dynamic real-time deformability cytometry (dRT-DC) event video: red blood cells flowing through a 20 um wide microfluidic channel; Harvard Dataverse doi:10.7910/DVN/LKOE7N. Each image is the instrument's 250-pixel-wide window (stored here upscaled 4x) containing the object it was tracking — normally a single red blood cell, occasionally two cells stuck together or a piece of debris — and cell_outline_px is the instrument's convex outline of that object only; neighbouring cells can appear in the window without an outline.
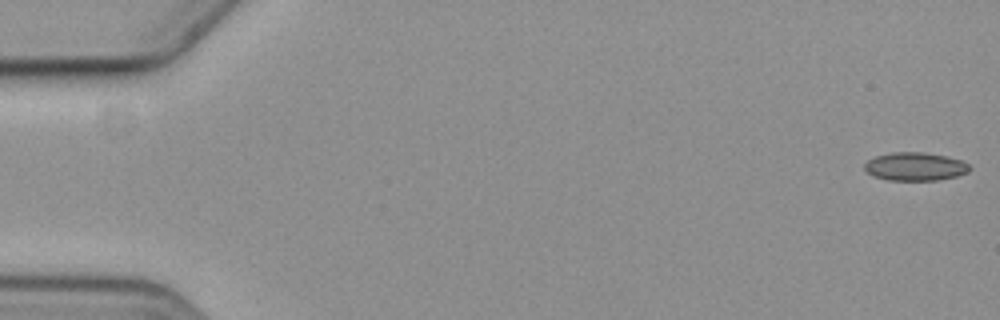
{"species": "common noctule bat (a hibernating species)", "species_latin": "Nyctalus noctula", "temperature_condition": "cold", "stored_images_in_passage": 5, "camera_frame_rate_fps": 3000, "um_per_image_px": 0.085, "animal": {"sex": "female", "body_mass_g": 19.3, "forearm_length_mm": 54.1}, "frame": {"image": 1, "passage_image": 1, "time_ms": 0.0, "image_size_px": [1000, 320], "cell_outline_px": [[972, 168], [968, 172], [956, 176], [936, 180], [888, 180], [872, 176], [864, 168], [864, 164], [868, 160], [876, 156], [892, 152], [924, 152], [944, 156], [960, 160], [968, 164]], "centroid_in_image_um": [77.77, 14.16], "position_along_channel_um": 7.2, "area_um2": 17.22}}
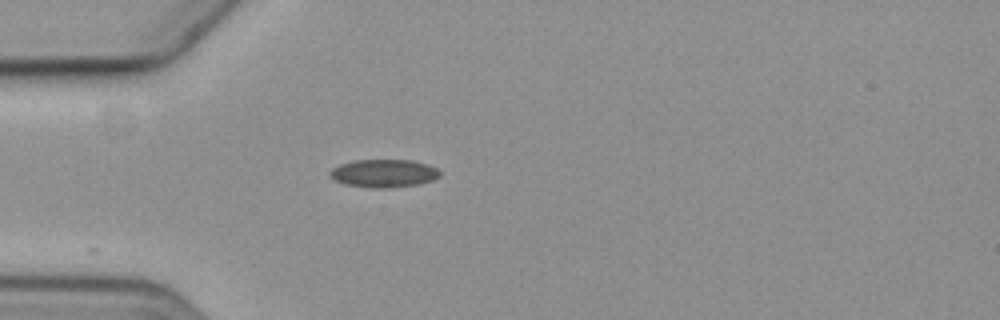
{"frame": {"image": 2, "passage_image": 5, "time_ms": 5.333, "image_size_px": [1000, 320], "cell_outline_px": [[440, 176], [432, 180], [416, 184], [384, 188], [372, 188], [344, 184], [336, 180], [328, 172], [332, 168], [340, 164], [352, 160], [412, 160], [428, 164], [436, 168], [440, 172]], "centroid_in_image_um": [32.61, 14.72], "position_along_channel_um": 52.4, "area_um2": 17.8}}